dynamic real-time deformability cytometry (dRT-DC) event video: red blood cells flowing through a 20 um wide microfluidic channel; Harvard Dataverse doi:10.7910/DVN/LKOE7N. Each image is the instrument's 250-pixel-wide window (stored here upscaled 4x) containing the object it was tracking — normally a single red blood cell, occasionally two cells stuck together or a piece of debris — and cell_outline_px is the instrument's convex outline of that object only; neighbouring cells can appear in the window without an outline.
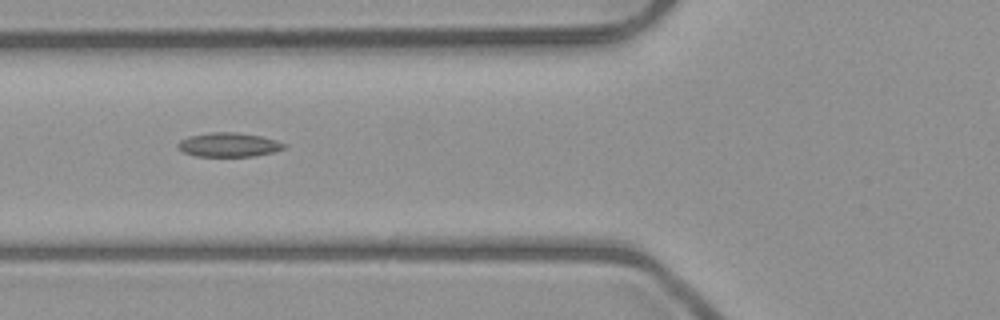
{"species": "common noctule bat (a hibernating species)", "species_latin": "Nyctalus noctula", "temperature_condition": "room temperature", "stored_images_in_passage": 6, "camera_frame_rate_fps": 3000, "um_per_image_px": 0.085, "animal": {"sex": "male", "body_mass_g": 23.1, "forearm_length_mm": 52.7}, "frame": {"image": 1, "passage_image": 4, "time_ms": 3.667, "image_size_px": [1000, 320], "cell_outline_px": [[288, 144], [284, 148], [272, 152], [252, 156], [196, 156], [184, 152], [176, 144], [180, 140], [188, 136], [212, 132], [236, 132], [260, 136], [276, 140]], "centroid_in_image_um": [19.44, 12.29], "position_along_channel_um": 106.4, "area_um2": 14.8}}
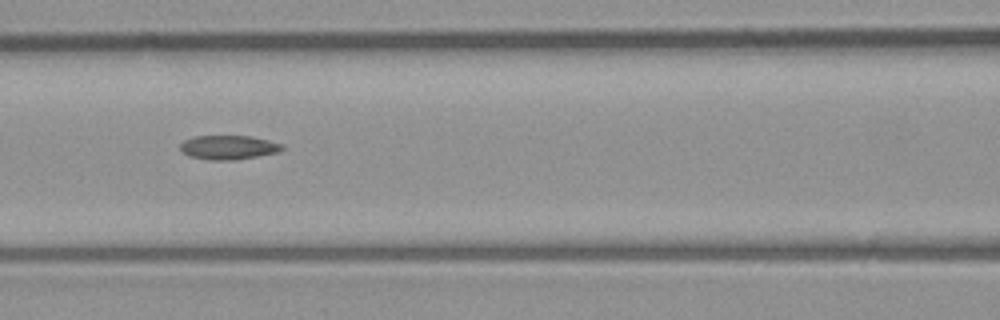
{"frame": {"image": 2, "passage_image": 5, "time_ms": 4.667, "image_size_px": [1000, 320], "cell_outline_px": [[284, 148], [280, 152], [236, 160], [212, 160], [192, 156], [184, 152], [180, 148], [180, 144], [184, 140], [196, 136], [252, 136], [284, 144]], "centroid_in_image_um": [19.49, 12.52], "position_along_channel_um": 147.1, "area_um2": 14.28}}
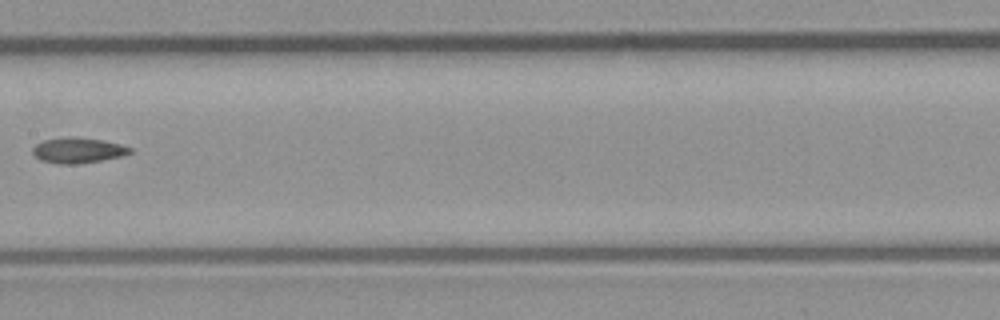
{"frame": {"image": 3, "passage_image": 6, "time_ms": 6.0, "image_size_px": [1000, 320], "cell_outline_px": [[132, 152], [120, 156], [100, 160], [72, 164], [60, 164], [40, 160], [32, 152], [32, 148], [36, 144], [44, 140], [68, 136], [76, 136], [100, 140], [120, 144], [132, 148]], "centroid_in_image_um": [6.59, 12.76], "position_along_channel_um": 200.8, "area_um2": 14.28}}